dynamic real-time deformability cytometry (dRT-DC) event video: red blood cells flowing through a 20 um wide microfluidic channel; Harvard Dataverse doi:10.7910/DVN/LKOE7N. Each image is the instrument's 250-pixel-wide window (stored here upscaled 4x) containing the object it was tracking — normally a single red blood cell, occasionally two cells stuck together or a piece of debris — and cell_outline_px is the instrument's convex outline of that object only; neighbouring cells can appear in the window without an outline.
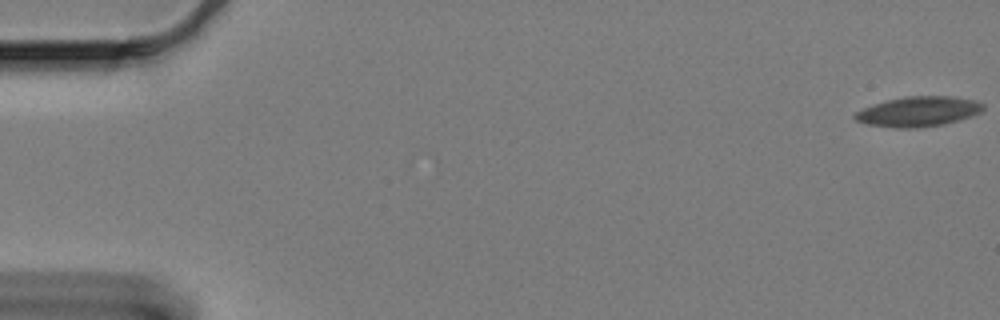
{"species": "Egyptian fruit bat (a non-hibernating species)", "species_latin": "Rousettus aegyptiacus", "temperature_condition": "cold", "stored_images_in_passage": 63, "camera_frame_rate_fps": 3000, "um_per_image_px": 0.085, "animal": {"sex": "female"}, "frame": {"image": 1, "passage_image": 1, "time_ms": 0.0, "image_size_px": [1000, 320], "cell_outline_px": [[984, 108], [980, 112], [972, 116], [944, 124], [916, 128], [896, 128], [868, 124], [856, 120], [852, 116], [856, 112], [864, 108], [888, 100], [904, 96], [952, 96], [976, 100], [984, 104]], "centroid_in_image_um": [78.09, 9.48], "position_along_channel_um": 6.9, "area_um2": 22.31}}
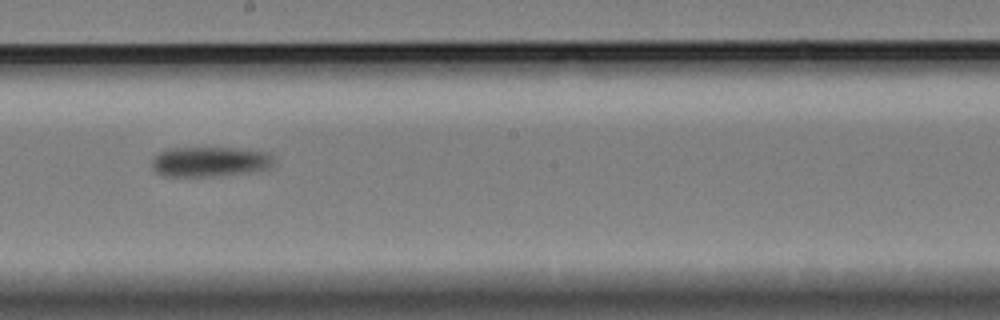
{"frame": {"image": 2, "passage_image": 36, "time_ms": 11.667, "image_size_px": [1000, 320], "cell_outline_px": [[272, 164], [268, 168], [248, 172], [220, 176], [164, 176], [156, 172], [152, 168], [152, 160], [160, 152], [172, 148], [232, 148], [268, 152], [272, 156]], "centroid_in_image_um": [17.82, 13.75], "position_along_channel_um": 230.4, "area_um2": 21.1}}
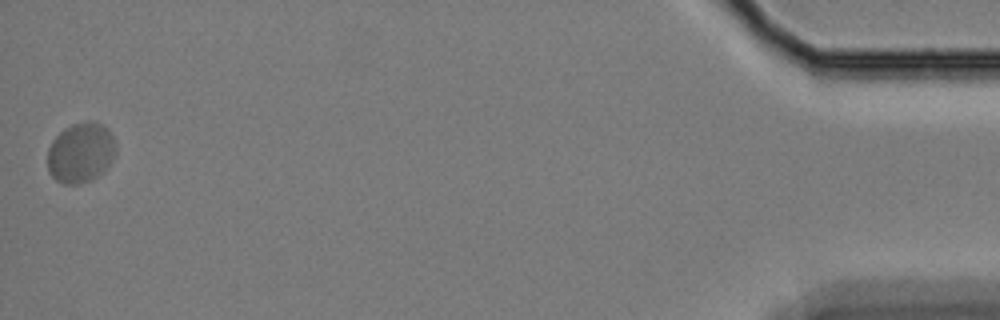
{"frame": {"image": 3, "passage_image": 63, "time_ms": 20.667, "image_size_px": [1000, 320], "cell_outline_px": [[116, 152], [104, 172], [92, 180], [80, 184], [64, 184], [56, 180], [48, 172], [48, 148], [52, 140], [64, 128], [72, 124], [88, 120], [96, 120], [104, 124], [108, 128], [116, 144]], "centroid_in_image_um": [6.87, 12.96], "position_along_channel_um": 428.3, "area_um2": 24.39}, "authors_computed_cell_mechanics": {"area_um2": 22.0218, "velocity_mm_per_s": 3.1918, "shape_relaxation_time_tau1_ms": 4.8105, "shape_relaxation_time_tau2_ms": 3.1319, "deformation_change_tau1": 0.1143, "deformation_change_tau2": 0.0431}}